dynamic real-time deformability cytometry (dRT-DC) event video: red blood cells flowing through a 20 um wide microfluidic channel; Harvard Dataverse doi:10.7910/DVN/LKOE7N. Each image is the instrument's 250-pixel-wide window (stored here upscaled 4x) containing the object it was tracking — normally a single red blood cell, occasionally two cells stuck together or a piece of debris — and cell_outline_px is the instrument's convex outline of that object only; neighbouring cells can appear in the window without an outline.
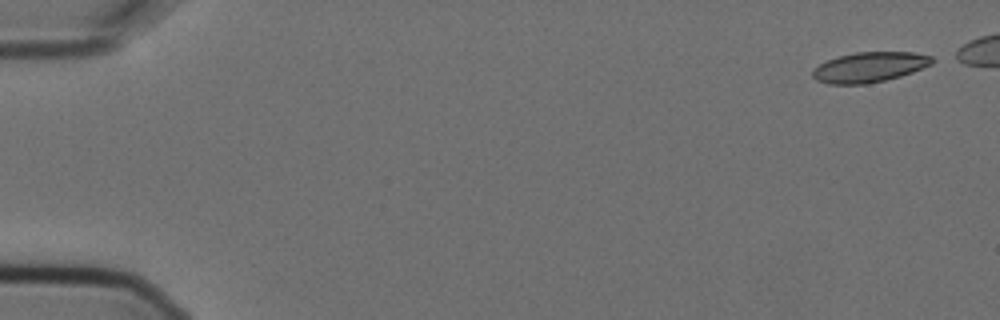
{"species": "Egyptian fruit bat (a non-hibernating species)", "species_latin": "Rousettus aegyptiacus", "temperature_condition": "cold", "stored_images_in_passage": 6, "camera_frame_rate_fps": 3000, "um_per_image_px": 0.085, "animal": {"sex": "female"}, "frame": {"image": 1, "passage_image": 1, "time_ms": 0.0, "image_size_px": [1000, 320], "cell_outline_px": [[940, 60], [932, 64], [912, 72], [900, 76], [868, 84], [828, 84], [816, 80], [812, 76], [812, 72], [820, 64], [836, 56], [856, 52], [912, 52], [932, 56]], "centroid_in_image_um": [73.95, 5.7], "position_along_channel_um": 11.1, "area_um2": 21.1}}